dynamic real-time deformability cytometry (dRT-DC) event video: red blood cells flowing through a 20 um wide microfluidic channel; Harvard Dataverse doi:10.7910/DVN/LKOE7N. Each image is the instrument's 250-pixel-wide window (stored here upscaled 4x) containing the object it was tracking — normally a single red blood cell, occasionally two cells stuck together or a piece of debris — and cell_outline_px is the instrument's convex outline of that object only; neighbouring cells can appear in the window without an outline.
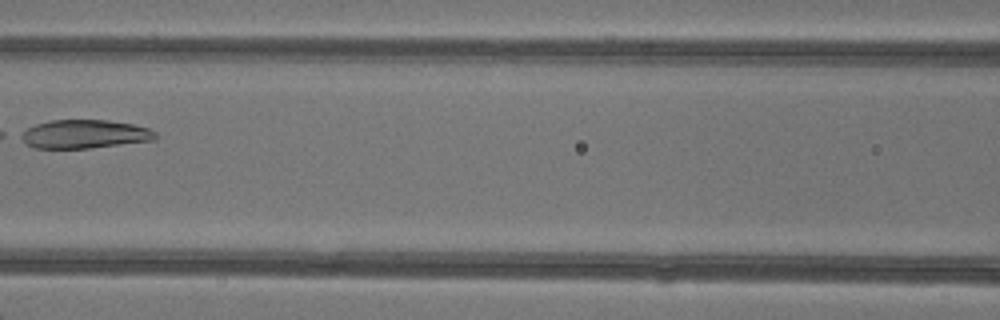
{"species": "common noctule bat (a hibernating species)", "species_latin": "Nyctalus noctula", "temperature_condition": "warm", "stored_images_in_passage": 3, "camera_frame_rate_fps": 3000, "um_per_image_px": 0.085, "animal": {"sex": "female"}, "frame": {"image": 1, "passage_image": 3, "time_ms": 3.333, "image_size_px": [1000, 320], "cell_outline_px": [[160, 136], [156, 140], [88, 148], [32, 148], [24, 144], [16, 136], [20, 132], [36, 124], [52, 120], [108, 120], [132, 124], [148, 128], [156, 132]], "centroid_in_image_um": [7.15, 11.4], "position_along_channel_um": 159.5, "area_um2": 22.72}}